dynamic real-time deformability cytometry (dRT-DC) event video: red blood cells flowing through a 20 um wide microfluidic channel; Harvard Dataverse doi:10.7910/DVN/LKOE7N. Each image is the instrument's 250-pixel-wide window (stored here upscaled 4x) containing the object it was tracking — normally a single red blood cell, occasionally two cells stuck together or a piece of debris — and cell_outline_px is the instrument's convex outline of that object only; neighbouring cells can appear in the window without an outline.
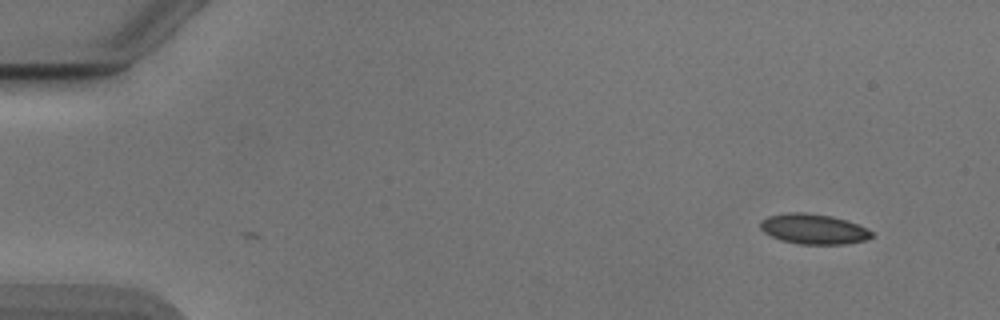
{"species": "Egyptian fruit bat (a non-hibernating species)", "species_latin": "Rousettus aegyptiacus", "temperature_condition": "cold", "stored_images_in_passage": 4, "camera_frame_rate_fps": 3000, "um_per_image_px": 0.085, "animal": {"sex": "male"}, "frame": {"image": 1, "passage_image": 4, "time_ms": 1.0, "image_size_px": [1000, 320], "cell_outline_px": [[872, 236], [864, 240], [844, 244], [796, 244], [780, 240], [764, 232], [760, 228], [760, 220], [768, 216], [788, 212], [804, 212], [832, 216], [856, 224], [872, 232]], "centroid_in_image_um": [69.08, 19.46], "position_along_channel_um": 15.9, "area_um2": 19.42}}